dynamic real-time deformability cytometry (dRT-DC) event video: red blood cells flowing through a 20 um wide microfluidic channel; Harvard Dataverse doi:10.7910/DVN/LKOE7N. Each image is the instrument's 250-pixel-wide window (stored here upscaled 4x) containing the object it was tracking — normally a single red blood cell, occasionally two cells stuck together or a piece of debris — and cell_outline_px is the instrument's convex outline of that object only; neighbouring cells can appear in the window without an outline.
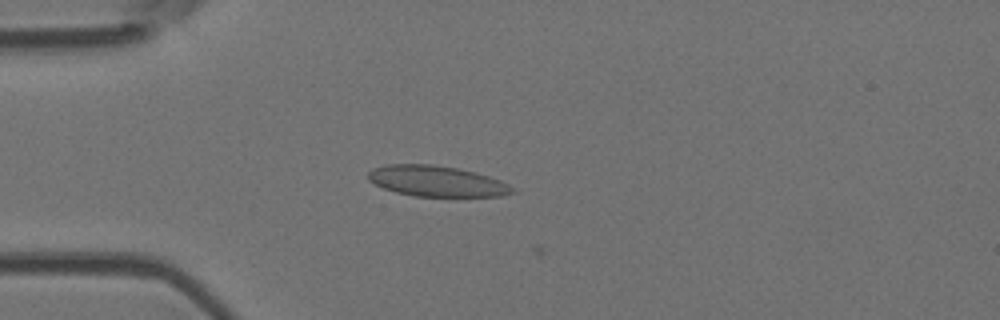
{"species": "Egyptian fruit bat (a non-hibernating species)", "species_latin": "Rousettus aegyptiacus", "temperature_condition": "room temperature", "stored_images_in_passage": 4, "camera_frame_rate_fps": 3000, "um_per_image_px": 0.085, "animal": {"sex": "female"}, "frame": {"image": 1, "passage_image": 3, "time_ms": 3.0, "image_size_px": [1000, 320], "cell_outline_px": [[516, 192], [504, 196], [416, 196], [396, 192], [384, 188], [368, 180], [368, 172], [372, 168], [384, 164], [432, 164], [456, 168], [488, 176], [500, 180], [516, 188]], "centroid_in_image_um": [37.12, 15.4], "position_along_channel_um": 47.9, "area_um2": 25.78}}